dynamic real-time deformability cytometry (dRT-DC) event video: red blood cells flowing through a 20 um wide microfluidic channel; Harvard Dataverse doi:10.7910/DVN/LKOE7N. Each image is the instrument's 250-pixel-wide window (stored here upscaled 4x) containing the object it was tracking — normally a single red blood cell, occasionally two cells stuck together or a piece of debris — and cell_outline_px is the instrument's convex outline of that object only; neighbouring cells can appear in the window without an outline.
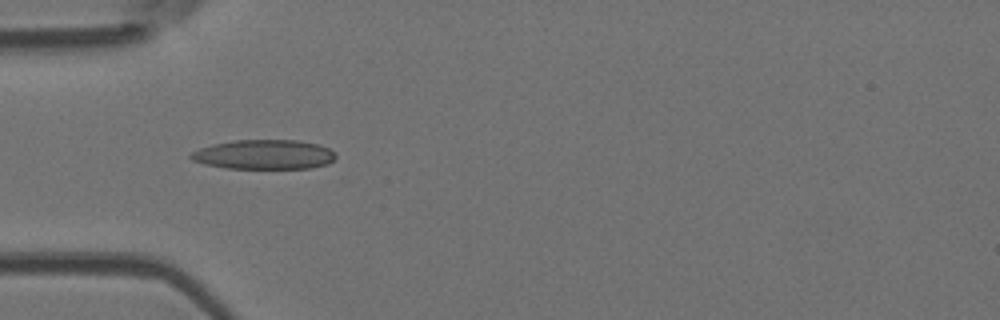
{"species": "Egyptian fruit bat (a non-hibernating species)", "species_latin": "Rousettus aegyptiacus", "temperature_condition": "room temperature", "stored_images_in_passage": 3, "camera_frame_rate_fps": 3000, "um_per_image_px": 0.085, "animal": {"sex": "female"}, "frame": {"image": 1, "passage_image": 1, "time_ms": 0.0, "image_size_px": [1000, 320], "cell_outline_px": [[336, 156], [328, 164], [312, 168], [224, 168], [204, 164], [192, 160], [188, 156], [192, 152], [200, 148], [212, 144], [236, 140], [296, 140], [316, 144], [328, 148], [336, 152]], "centroid_in_image_um": [22.43, 13.14], "position_along_channel_um": 62.6, "area_um2": 24.91}}
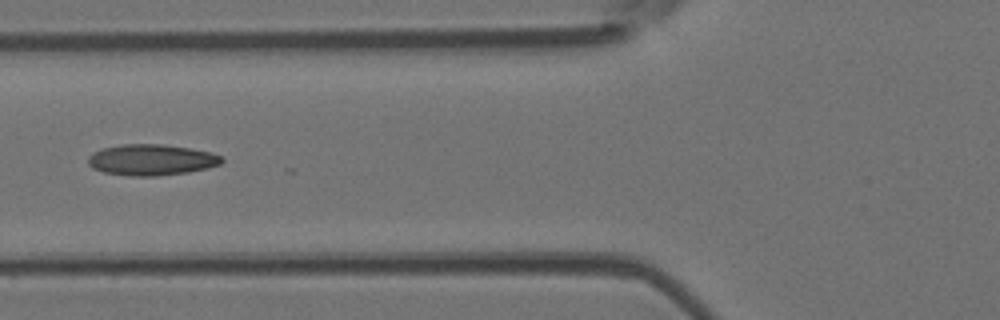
{"frame": {"image": 2, "passage_image": 2, "time_ms": 1.333, "image_size_px": [1000, 320], "cell_outline_px": [[224, 160], [220, 164], [208, 168], [188, 172], [156, 176], [132, 176], [104, 172], [92, 168], [88, 164], [88, 156], [92, 152], [100, 148], [120, 144], [164, 144], [212, 152], [220, 156]], "centroid_in_image_um": [12.84, 13.58], "position_along_channel_um": 113.0, "area_um2": 24.33}}
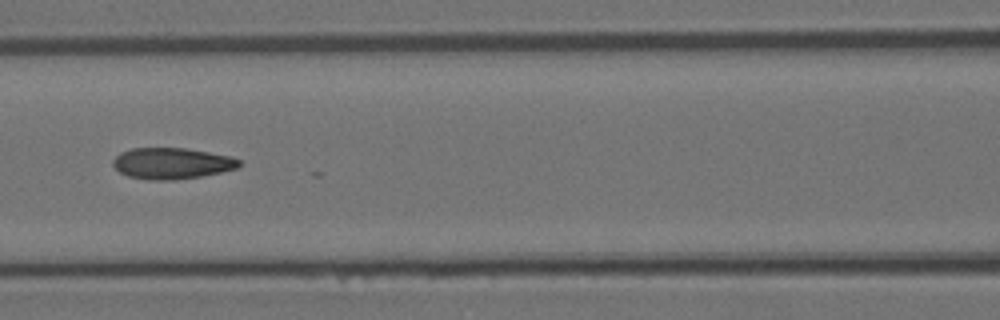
{"frame": {"image": 3, "passage_image": 3, "time_ms": 2.333, "image_size_px": [1000, 320], "cell_outline_px": [[240, 164], [236, 168], [220, 172], [200, 176], [172, 180], [148, 180], [128, 176], [120, 172], [112, 164], [112, 160], [120, 152], [132, 148], [184, 148], [208, 152], [228, 156], [240, 160]], "centroid_in_image_um": [14.55, 13.88], "position_along_channel_um": 152.0, "area_um2": 22.72}}